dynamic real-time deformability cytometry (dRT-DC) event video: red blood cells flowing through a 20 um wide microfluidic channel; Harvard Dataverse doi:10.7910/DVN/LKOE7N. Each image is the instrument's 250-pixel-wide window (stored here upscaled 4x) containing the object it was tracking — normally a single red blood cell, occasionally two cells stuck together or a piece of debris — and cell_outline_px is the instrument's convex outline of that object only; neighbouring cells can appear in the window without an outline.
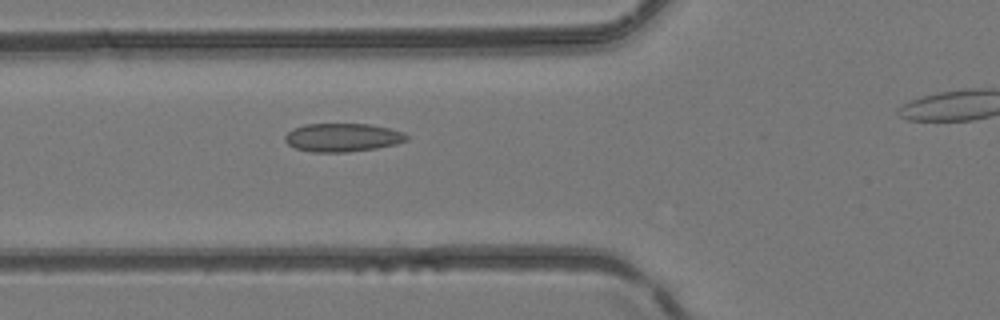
{"species": "common noctule bat (a hibernating species)", "species_latin": "Nyctalus noctula", "temperature_condition": "room temperature", "stored_images_in_passage": 4, "camera_frame_rate_fps": 3000, "um_per_image_px": 0.085, "animal": {"sex": "female", "body_mass_g": 24.6, "forearm_length_mm": 56.2}, "frame": {"image": 1, "passage_image": 3, "time_ms": 0.667, "image_size_px": [1000, 320], "cell_outline_px": [[408, 140], [396, 144], [376, 148], [348, 152], [312, 152], [296, 148], [288, 144], [284, 140], [284, 136], [292, 128], [304, 124], [368, 124], [388, 128], [404, 132], [408, 136]], "centroid_in_image_um": [29.1, 11.68], "position_along_channel_um": 96.7, "area_um2": 20.17}}